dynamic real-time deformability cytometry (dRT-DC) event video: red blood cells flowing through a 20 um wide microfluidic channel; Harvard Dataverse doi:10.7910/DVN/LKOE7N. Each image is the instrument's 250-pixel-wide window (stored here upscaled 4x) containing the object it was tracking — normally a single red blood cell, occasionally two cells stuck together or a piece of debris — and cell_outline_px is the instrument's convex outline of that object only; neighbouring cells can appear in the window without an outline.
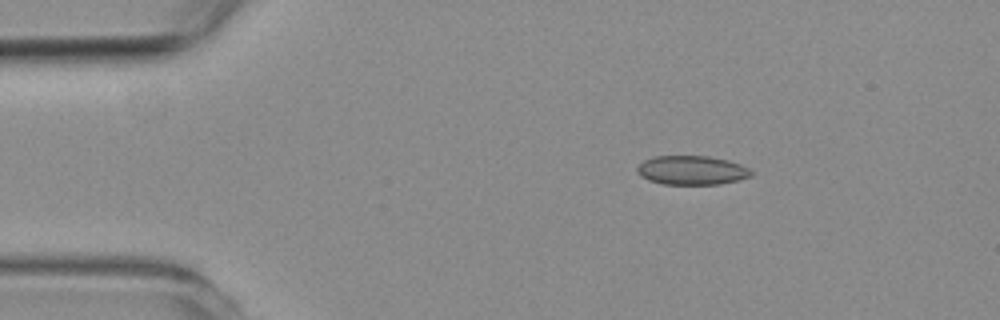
{"species": "common noctule bat (a hibernating species)", "species_latin": "Nyctalus noctula", "temperature_condition": "room temperature", "stored_images_in_passage": 49, "camera_frame_rate_fps": 3000, "um_per_image_px": 0.085, "animal": {"sex": "female", "body_mass_g": 19.3, "forearm_length_mm": 54.1}, "frame": {"image": 1, "passage_image": 1, "time_ms": 0.0, "image_size_px": [1000, 320], "cell_outline_px": [[752, 176], [740, 180], [720, 184], [664, 184], [648, 180], [640, 176], [636, 172], [636, 168], [644, 160], [656, 156], [708, 156], [728, 160], [740, 164], [748, 168], [752, 172]], "centroid_in_image_um": [58.8, 14.47], "position_along_channel_um": 26.2, "area_um2": 19.36}}
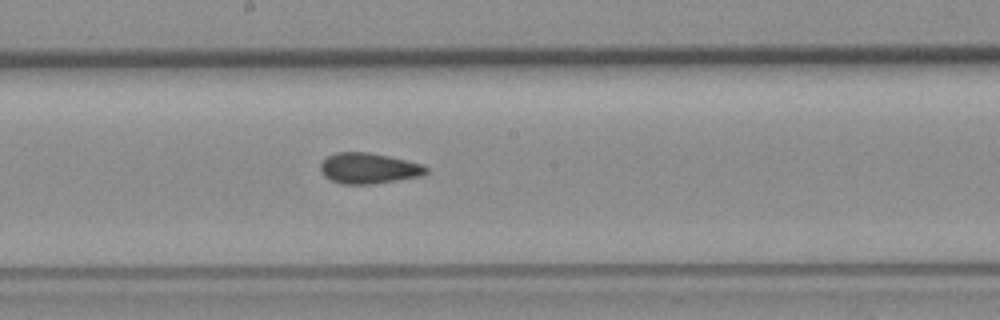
{"frame": {"image": 2, "passage_image": 22, "time_ms": 7.0, "image_size_px": [1000, 320], "cell_outline_px": [[428, 172], [420, 176], [376, 184], [340, 184], [324, 176], [320, 168], [320, 164], [328, 156], [336, 152], [368, 152], [388, 156], [420, 164], [428, 168]], "centroid_in_image_um": [31.32, 14.31], "position_along_channel_um": 216.9, "area_um2": 18.79}}
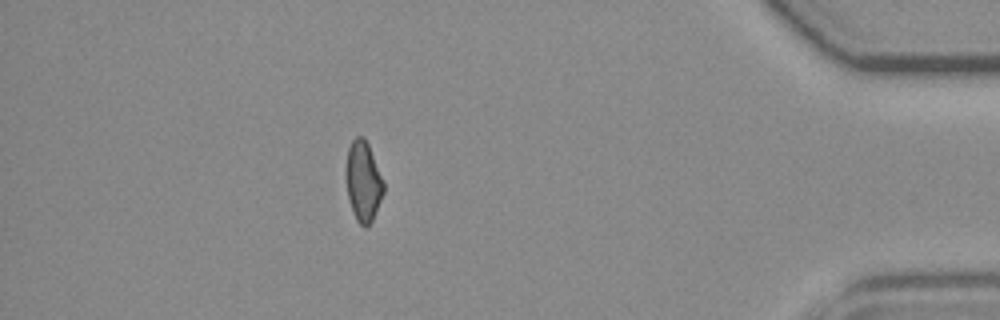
{"frame": {"image": 3, "passage_image": 42, "time_ms": 13.667, "image_size_px": [1000, 320], "cell_outline_px": [[384, 192], [372, 220], [364, 228], [356, 220], [352, 212], [348, 196], [348, 148], [352, 140], [356, 136], [364, 136], [368, 144], [384, 184]], "centroid_in_image_um": [30.89, 15.43], "position_along_channel_um": 404.3, "area_um2": 16.88}, "authors_computed_cell_mechanics": {"area_um2": 18.8428, "velocity_mm_per_s": 3.5848, "shape_relaxation_time_tau1_ms": null, "shape_relaxation_time_tau2_ms": 2.1065, "deformation_change_tau1": null, "deformation_change_tau2": 0.0745}}